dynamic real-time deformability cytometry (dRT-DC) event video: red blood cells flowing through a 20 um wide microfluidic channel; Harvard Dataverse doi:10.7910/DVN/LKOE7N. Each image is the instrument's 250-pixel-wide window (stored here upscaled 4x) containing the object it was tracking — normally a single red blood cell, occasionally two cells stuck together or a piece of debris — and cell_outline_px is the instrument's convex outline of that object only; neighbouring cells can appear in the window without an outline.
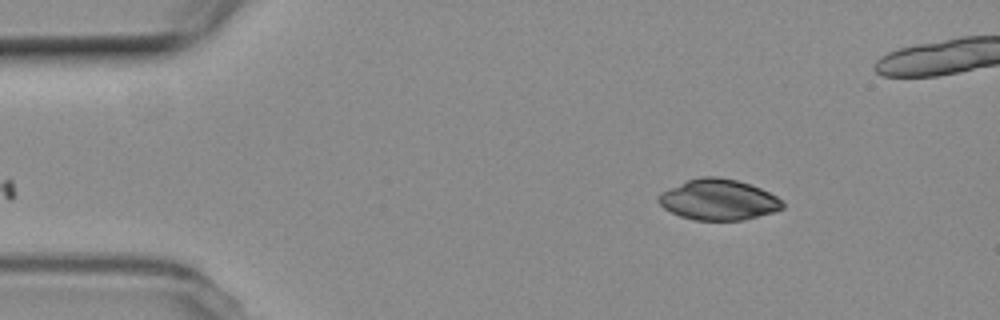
{"species": "common noctule bat (a hibernating species)", "species_latin": "Nyctalus noctula", "temperature_condition": "room temperature", "stored_images_in_passage": 11, "camera_frame_rate_fps": 3000, "um_per_image_px": 0.085, "animal": {"sex": "female", "body_mass_g": 19.3, "forearm_length_mm": 54.1}, "frame": {"image": 1, "passage_image": 1, "time_ms": 0.0, "image_size_px": [1000, 320], "cell_outline_px": [[784, 208], [772, 212], [744, 220], [696, 220], [680, 216], [664, 208], [656, 200], [656, 196], [660, 192], [688, 180], [700, 176], [716, 176], [736, 180], [760, 188], [776, 196], [784, 204]], "centroid_in_image_um": [61.03, 16.97], "position_along_channel_um": 24.0, "area_um2": 29.3}}